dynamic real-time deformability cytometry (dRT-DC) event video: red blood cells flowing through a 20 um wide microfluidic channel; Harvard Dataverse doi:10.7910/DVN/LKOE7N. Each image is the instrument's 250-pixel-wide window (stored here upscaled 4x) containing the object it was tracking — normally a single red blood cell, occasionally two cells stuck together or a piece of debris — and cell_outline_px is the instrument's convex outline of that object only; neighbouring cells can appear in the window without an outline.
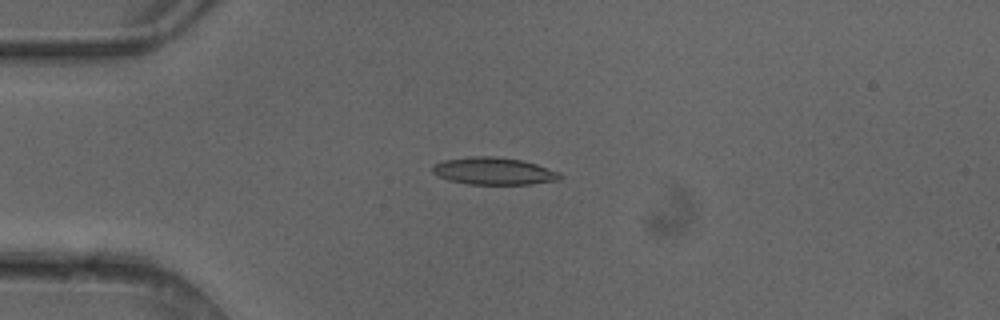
{"species": "common noctule bat (a hibernating species)", "species_latin": "Nyctalus noctula", "temperature_condition": "cold", "stored_images_in_passage": 3, "camera_frame_rate_fps": 3000, "um_per_image_px": 0.085, "animal": {"sex": "female"}, "frame": {"image": 1, "passage_image": 3, "time_ms": 0.667, "image_size_px": [1000, 320], "cell_outline_px": [[560, 180], [532, 184], [468, 184], [448, 180], [436, 176], [432, 172], [432, 164], [444, 160], [472, 156], [496, 156], [520, 160], [536, 164], [560, 172]], "centroid_in_image_um": [41.93, 14.54], "position_along_channel_um": 43.1, "area_um2": 20.35}}